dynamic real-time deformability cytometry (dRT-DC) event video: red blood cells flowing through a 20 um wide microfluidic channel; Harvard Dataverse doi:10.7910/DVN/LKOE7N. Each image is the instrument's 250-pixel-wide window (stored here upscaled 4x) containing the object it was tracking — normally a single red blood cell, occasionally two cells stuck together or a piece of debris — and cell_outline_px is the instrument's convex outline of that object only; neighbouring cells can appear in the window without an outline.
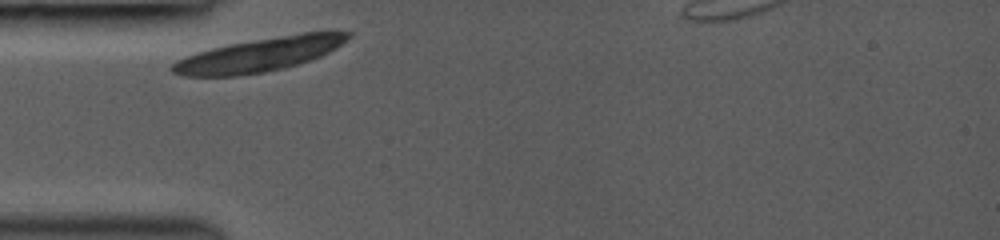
{"species": "common noctule bat (a hibernating species)", "species_latin": "Nyctalus noctula", "temperature_condition": "room temperature", "stored_images_in_passage": 7, "camera_frame_rate_fps": 3000, "um_per_image_px": 0.085, "animal": {"sex": "female", "body_mass_g": 19.0, "forearm_length_mm": 53.3}, "frame": {"image": 1, "passage_image": 1, "time_ms": 0.0, "image_size_px": [1000, 240], "cell_outline_px": [[352, 36], [336, 48], [320, 56], [284, 68], [264, 72], [236, 76], [180, 76], [172, 72], [168, 68], [176, 60], [184, 56], [196, 52], [212, 48], [232, 44], [300, 32], [352, 32]], "centroid_in_image_um": [22.0, 4.65], "position_along_channel_um": 63.0, "area_um2": 34.28}}
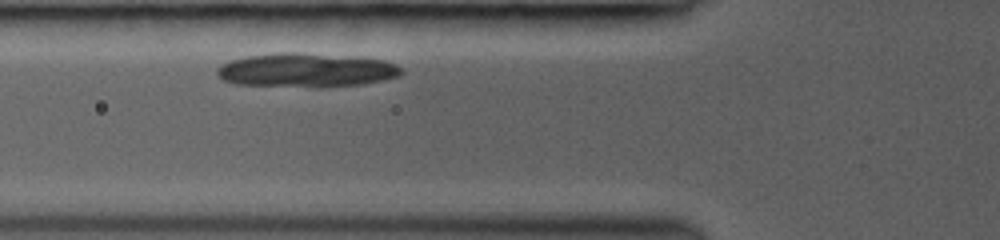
{"frame": {"image": 2, "passage_image": 4, "time_ms": 1.0, "image_size_px": [1000, 240], "cell_outline_px": [[404, 72], [400, 76], [360, 84], [324, 88], [236, 84], [224, 80], [216, 76], [216, 68], [220, 64], [232, 60], [248, 56], [280, 52], [296, 52], [384, 60], [396, 64]], "centroid_in_image_um": [25.98, 5.98], "position_along_channel_um": 99.8, "area_um2": 36.53}}